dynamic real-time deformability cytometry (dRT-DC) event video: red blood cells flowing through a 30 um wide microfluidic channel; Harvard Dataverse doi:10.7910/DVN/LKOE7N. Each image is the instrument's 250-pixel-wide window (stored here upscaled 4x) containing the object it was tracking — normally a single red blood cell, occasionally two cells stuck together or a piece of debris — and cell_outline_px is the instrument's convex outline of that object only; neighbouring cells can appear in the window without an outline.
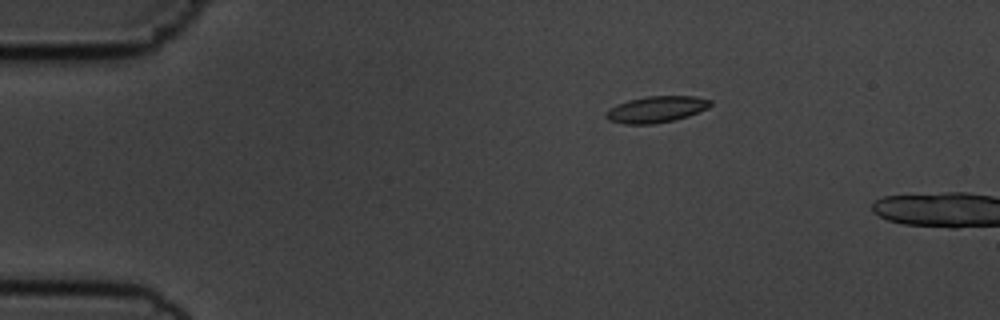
{"species": "common noctule bat (a hibernating species)", "species_latin": "Nyctalus noctula", "temperature_condition": "cold", "stored_images_in_passage": 4, "camera_frame_rate_fps": 3000, "um_per_image_px": 0.085, "animal": {"sex": "male", "body_mass_g": 19.5, "forearm_length_mm": 54.6}, "frame": {"image": 1, "passage_image": 1, "time_ms": 0.0, "image_size_px": [1000, 320], "cell_outline_px": [[712, 104], [708, 108], [688, 116], [672, 120], [652, 124], [624, 124], [608, 120], [604, 116], [604, 112], [608, 108], [628, 100], [648, 96], [696, 96], [712, 100]], "centroid_in_image_um": [55.76, 9.29], "position_along_channel_um": 29.2, "area_um2": 16.13}}